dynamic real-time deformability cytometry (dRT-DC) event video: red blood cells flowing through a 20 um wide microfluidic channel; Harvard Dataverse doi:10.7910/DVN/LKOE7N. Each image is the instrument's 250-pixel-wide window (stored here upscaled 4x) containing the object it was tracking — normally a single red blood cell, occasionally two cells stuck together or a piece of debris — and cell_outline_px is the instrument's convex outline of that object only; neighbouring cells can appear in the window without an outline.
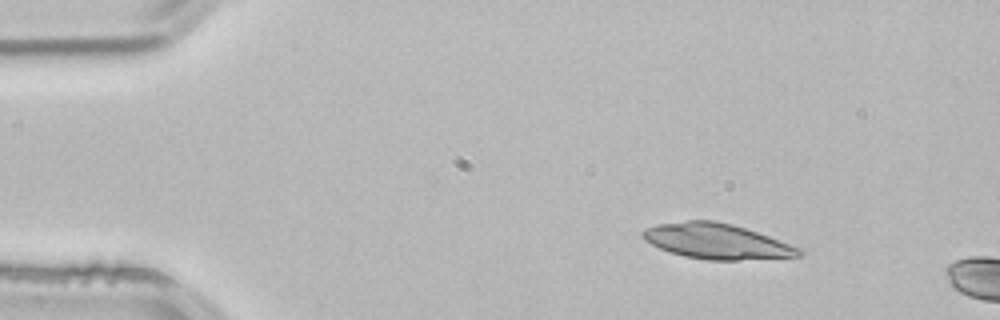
{"species": "common noctule bat (a hibernating species)", "species_latin": "Nyctalus noctula", "temperature_condition": "room temperature", "stored_images_in_passage": 2, "camera_frame_rate_fps": 3000, "um_per_image_px": 0.085, "animal": {"sex": "male", "body_mass_g": 21.5, "forearm_length_mm": 52.0}, "frame": {"image": 1, "passage_image": 1, "time_ms": 0.0, "image_size_px": [1000, 320], "cell_outline_px": [[804, 252], [800, 256], [736, 260], [708, 260], [684, 256], [660, 248], [644, 240], [640, 236], [640, 232], [644, 228], [656, 224], [688, 220], [712, 220], [732, 224], [768, 236], [800, 248]], "centroid_in_image_um": [60.86, 20.5], "position_along_channel_um": 24.1, "area_um2": 31.96}}